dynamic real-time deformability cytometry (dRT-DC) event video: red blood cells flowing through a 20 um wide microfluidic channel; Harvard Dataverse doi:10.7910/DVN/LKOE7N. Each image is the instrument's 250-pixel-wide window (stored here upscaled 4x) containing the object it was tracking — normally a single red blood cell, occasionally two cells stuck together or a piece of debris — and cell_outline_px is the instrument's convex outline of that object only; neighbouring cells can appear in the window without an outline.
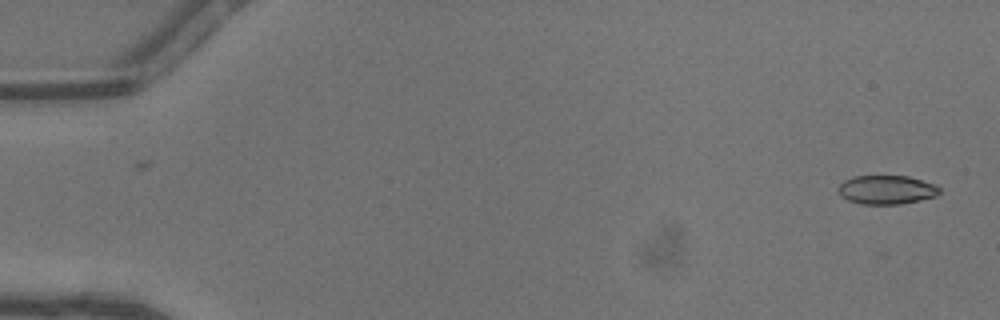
{"species": "common noctule bat (a hibernating species)", "species_latin": "Nyctalus noctula", "temperature_condition": "warm", "stored_images_in_passage": 45, "camera_frame_rate_fps": 3000, "um_per_image_px": 0.085, "animal": {"sex": "male", "body_mass_g": 13.3}, "frame": {"image": 1, "passage_image": 1, "time_ms": 0.0, "image_size_px": [1000, 320], "cell_outline_px": [[940, 192], [936, 196], [920, 200], [900, 204], [860, 204], [848, 200], [840, 196], [840, 184], [844, 180], [852, 176], [908, 176], [936, 184], [940, 188]], "centroid_in_image_um": [75.38, 16.13], "position_along_channel_um": 9.6, "area_um2": 17.05}}
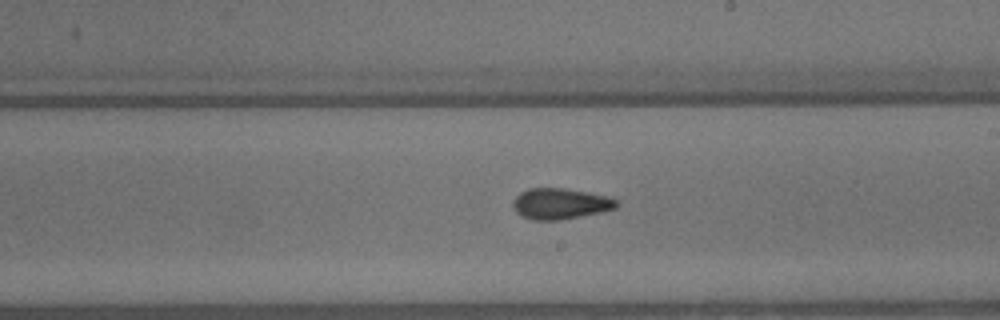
{"frame": {"image": 2, "passage_image": 26, "time_ms": 8.333, "image_size_px": [1000, 320], "cell_outline_px": [[616, 208], [604, 212], [560, 220], [532, 220], [520, 216], [516, 212], [512, 204], [512, 200], [520, 192], [528, 188], [564, 188], [608, 196], [616, 200]], "centroid_in_image_um": [47.59, 17.32], "position_along_channel_um": 241.4, "area_um2": 18.79}}
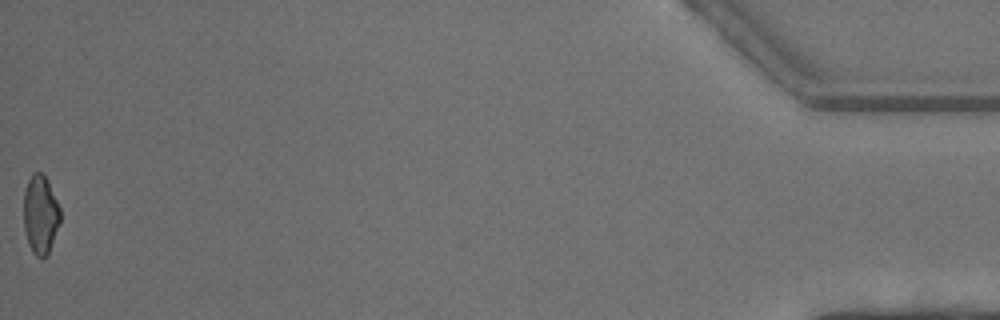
{"frame": {"image": 3, "passage_image": 45, "time_ms": 14.667, "image_size_px": [1000, 320], "cell_outline_px": [[60, 224], [48, 252], [44, 256], [36, 256], [32, 252], [28, 244], [24, 228], [24, 192], [28, 180], [32, 172], [40, 172], [44, 176], [60, 208]], "centroid_in_image_um": [3.42, 18.24], "position_along_channel_um": 431.8, "area_um2": 16.47}, "authors_computed_cell_mechanics": {"area_um2": 17.8024, "velocity_mm_per_s": 4.5962, "shape_relaxation_time_tau1_ms": 9.5601, "shape_relaxation_time_tau2_ms": 2.5707, "deformation_change_tau1": 0.2045, "deformation_change_tau2": 0.0826}}